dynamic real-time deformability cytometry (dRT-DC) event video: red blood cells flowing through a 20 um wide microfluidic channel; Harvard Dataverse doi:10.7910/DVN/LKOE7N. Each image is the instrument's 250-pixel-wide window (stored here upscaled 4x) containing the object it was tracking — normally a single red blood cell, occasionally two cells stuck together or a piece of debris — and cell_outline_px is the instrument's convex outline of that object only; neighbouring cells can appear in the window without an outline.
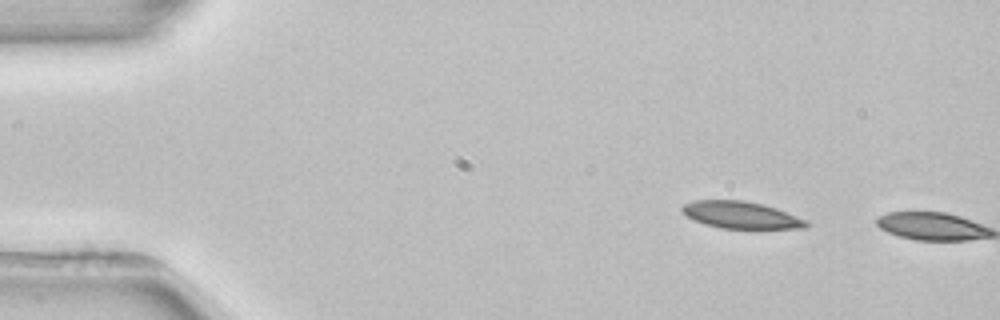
{"species": "common noctule bat (a hibernating species)", "species_latin": "Nyctalus noctula", "temperature_condition": "room temperature", "stored_images_in_passage": 4, "segment_of_instrument_passage": [2, 2], "camera_frame_rate_fps": 3000, "um_per_image_px": 0.085, "animal": {"sex": "female", "body_mass_g": 22.7, "forearm_length_mm": 54.2}, "frame": {"image": 1, "passage_image": 4, "time_ms": 5.667, "image_size_px": [1000, 320], "cell_outline_px": [[808, 224], [804, 228], [720, 228], [696, 220], [688, 216], [680, 208], [684, 204], [692, 200], [744, 200], [764, 204], [776, 208], [808, 220]], "centroid_in_image_um": [63.01, 18.26], "position_along_channel_um": 22.0, "area_um2": 19.31}}